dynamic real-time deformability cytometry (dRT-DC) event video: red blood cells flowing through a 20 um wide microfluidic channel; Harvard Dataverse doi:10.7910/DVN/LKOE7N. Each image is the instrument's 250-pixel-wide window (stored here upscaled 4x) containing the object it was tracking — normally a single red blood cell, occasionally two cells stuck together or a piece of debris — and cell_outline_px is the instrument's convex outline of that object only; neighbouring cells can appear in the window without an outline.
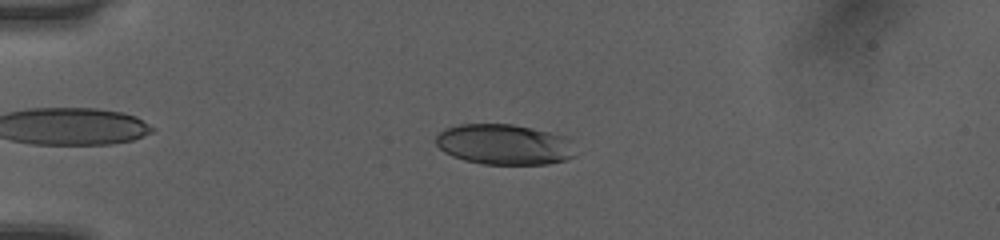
{"species": "human", "species_latin": "Homo sapiens", "temperature_condition": "room temperature", "stored_images_in_passage": 42, "camera_frame_rate_fps": 3000, "um_per_image_px": 0.085, "donor": {"sex": "female"}, "frame": {"image": 1, "passage_image": 4, "time_ms": 1.0, "image_size_px": [1000, 240], "cell_outline_px": [[576, 156], [568, 160], [548, 164], [484, 164], [464, 160], [452, 156], [444, 152], [436, 144], [436, 136], [440, 132], [448, 128], [460, 124], [512, 124], [532, 128], [568, 136]], "centroid_in_image_um": [42.89, 12.28], "position_along_channel_um": 42.1, "area_um2": 33.06}}
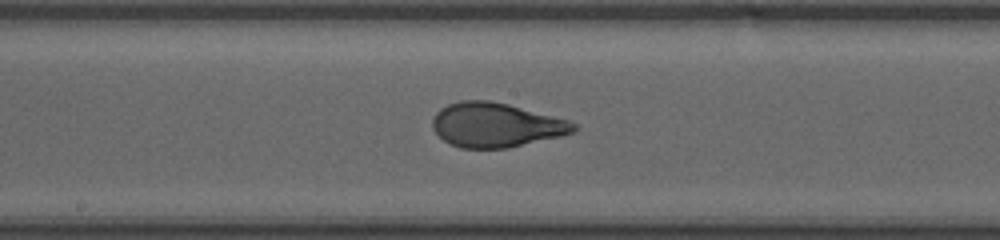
{"frame": {"image": 2, "passage_image": 19, "time_ms": 6.0, "image_size_px": [1000, 240], "cell_outline_px": [[576, 128], [572, 132], [560, 136], [508, 148], [460, 148], [444, 140], [432, 128], [432, 120], [436, 112], [440, 108], [448, 104], [460, 100], [488, 100], [508, 104], [568, 120], [576, 124]], "centroid_in_image_um": [42.12, 10.62], "position_along_channel_um": 206.1, "area_um2": 36.24}}
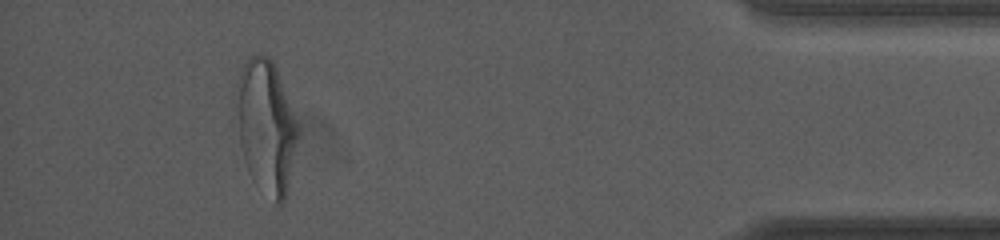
{"frame": {"image": 3, "passage_image": 38, "time_ms": 12.333, "image_size_px": [1000, 240], "cell_outline_px": [[300, 132], [288, 188], [284, 200], [280, 204], [276, 204], [248, 172], [244, 160], [240, 144], [236, 84], [240, 72], [248, 56], [260, 52], [268, 56], [272, 60], [276, 68], [300, 128]], "centroid_in_image_um": [22.65, 10.71], "position_along_channel_um": 412.6, "area_um2": 47.45}, "authors_computed_cell_mechanics": {"area_um2": 36.5296, "velocity_mm_per_s": 4.0707, "shape_relaxation_time_tau1_ms": 4.8458, "shape_relaxation_time_tau2_ms": null, "deformation_change_tau1": 0.2195, "deformation_change_tau2": null}}